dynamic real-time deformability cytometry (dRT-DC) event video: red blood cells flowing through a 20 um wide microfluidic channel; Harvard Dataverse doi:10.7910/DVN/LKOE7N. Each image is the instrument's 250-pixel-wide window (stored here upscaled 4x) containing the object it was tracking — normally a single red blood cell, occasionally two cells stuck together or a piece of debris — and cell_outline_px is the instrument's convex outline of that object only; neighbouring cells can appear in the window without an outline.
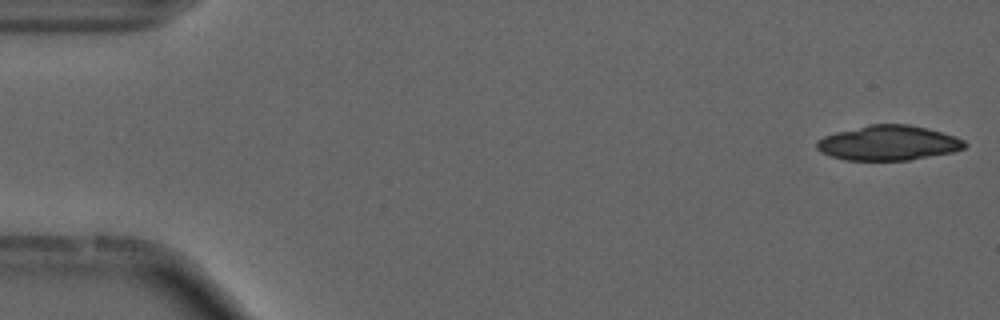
{"species": "common noctule bat (a hibernating species)", "species_latin": "Nyctalus noctula", "temperature_condition": "cold", "stored_images_in_passage": 18, "camera_frame_rate_fps": 3000, "um_per_image_px": 0.085, "animal": {"sex": "male", "forearm_length_mm": 52.5}, "frame": {"image": 1, "passage_image": 1, "time_ms": 0.0, "image_size_px": [1000, 320], "cell_outline_px": [[968, 144], [964, 148], [952, 152], [908, 160], [844, 160], [820, 152], [816, 148], [816, 140], [824, 136], [836, 132], [868, 124], [908, 124], [928, 128], [956, 136], [964, 140]], "centroid_in_image_um": [75.5, 12.14], "position_along_channel_um": 9.5, "area_um2": 30.17}}